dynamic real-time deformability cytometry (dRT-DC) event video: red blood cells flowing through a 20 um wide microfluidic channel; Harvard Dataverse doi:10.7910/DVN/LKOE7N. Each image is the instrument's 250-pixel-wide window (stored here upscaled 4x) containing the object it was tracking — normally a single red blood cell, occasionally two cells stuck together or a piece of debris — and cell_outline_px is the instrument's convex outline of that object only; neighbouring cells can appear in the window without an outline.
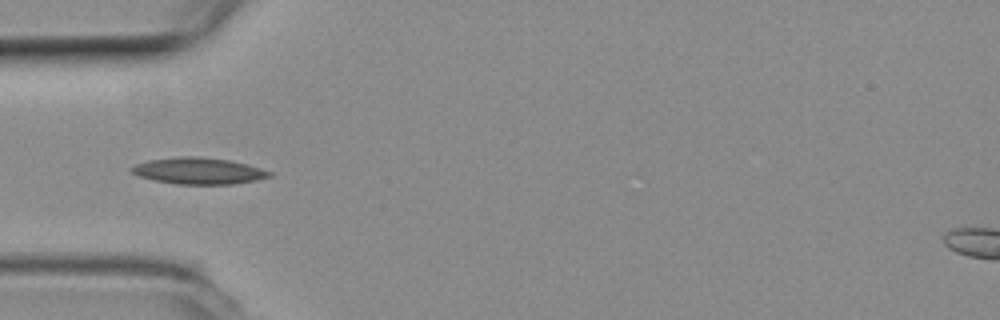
{"species": "common noctule bat (a hibernating species)", "species_latin": "Nyctalus noctula", "temperature_condition": "room temperature", "stored_images_in_passage": 38, "camera_frame_rate_fps": 3000, "um_per_image_px": 0.085, "animal": {"sex": "female", "body_mass_g": 19.3, "forearm_length_mm": 54.1}, "frame": {"image": 1, "passage_image": 1, "time_ms": 0.0, "image_size_px": [1000, 320], "cell_outline_px": [[272, 176], [256, 180], [232, 184], [176, 184], [156, 180], [140, 176], [132, 172], [128, 168], [136, 164], [148, 160], [180, 156], [200, 156], [228, 160], [248, 164], [272, 172]], "centroid_in_image_um": [16.89, 14.52], "position_along_channel_um": 68.1, "area_um2": 21.21}}
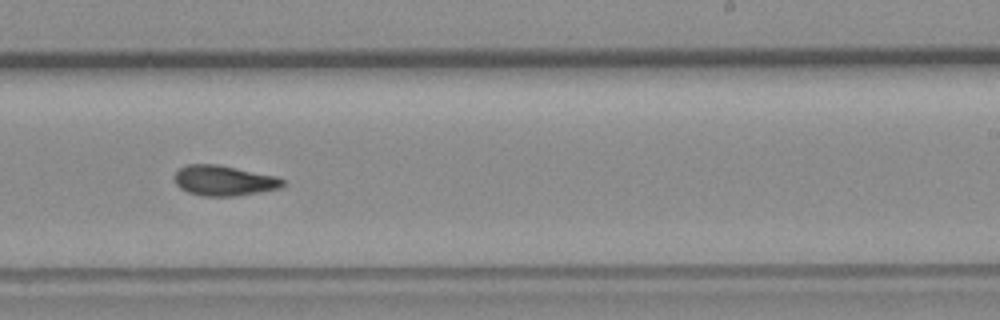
{"frame": {"image": 2, "passage_image": 17, "time_ms": 5.333, "image_size_px": [1000, 320], "cell_outline_px": [[288, 180], [280, 188], [260, 192], [236, 196], [200, 196], [188, 192], [180, 188], [176, 184], [176, 172], [180, 168], [188, 164], [216, 164], [276, 176]], "centroid_in_image_um": [19.07, 15.36], "position_along_channel_um": 269.9, "area_um2": 19.07}}
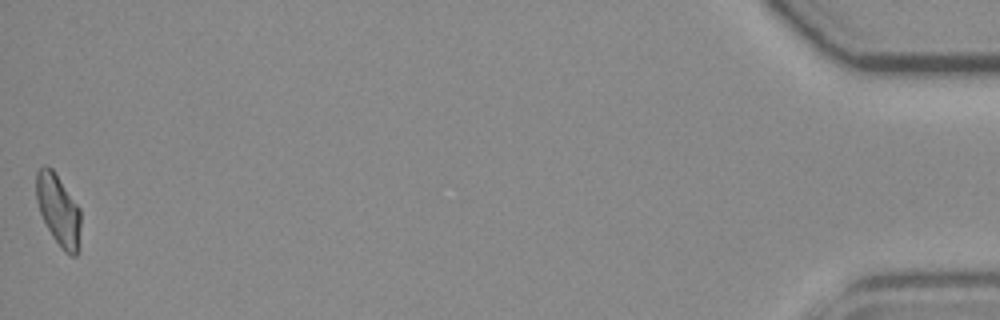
{"frame": {"image": 3, "passage_image": 38, "time_ms": 12.333, "image_size_px": [1000, 320], "cell_outline_px": [[80, 248], [76, 256], [72, 256], [64, 252], [52, 236], [40, 212], [36, 200], [36, 172], [44, 164], [52, 168], [80, 208]], "centroid_in_image_um": [4.98, 17.87], "position_along_channel_um": 430.2, "area_um2": 18.55}, "authors_computed_cell_mechanics": {"area_um2": 18.785, "velocity_mm_per_s": 3.7758, "shape_relaxation_time_tau1_ms": null, "shape_relaxation_time_tau2_ms": 3.2645, "deformation_change_tau1": null, "deformation_change_tau2": 0.104}}